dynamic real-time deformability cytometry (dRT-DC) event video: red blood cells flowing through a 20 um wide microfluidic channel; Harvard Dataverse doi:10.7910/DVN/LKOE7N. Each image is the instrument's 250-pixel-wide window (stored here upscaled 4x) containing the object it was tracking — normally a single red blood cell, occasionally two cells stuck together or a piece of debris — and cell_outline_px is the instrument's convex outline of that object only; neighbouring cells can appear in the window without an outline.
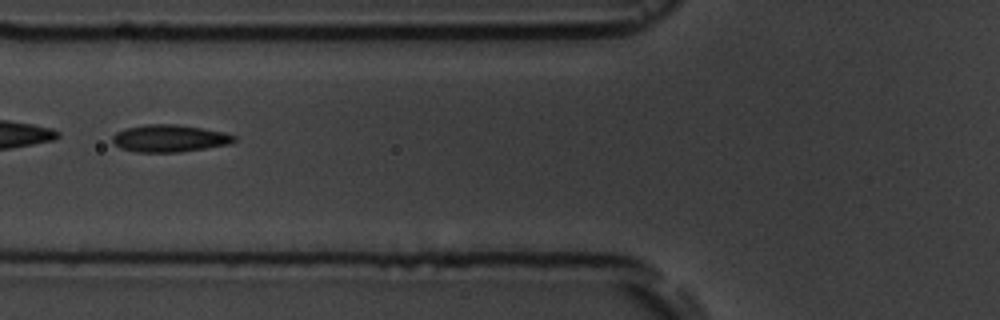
{"species": "common noctule bat (a hibernating species)", "species_latin": "Nyctalus noctula", "temperature_condition": "room temperature", "stored_images_in_passage": 8, "camera_frame_rate_fps": 3000, "um_per_image_px": 0.085, "animal": {"sex": "male", "body_mass_g": 19.5, "forearm_length_mm": 54.6}, "frame": {"image": 1, "passage_image": 7, "time_ms": 7.0, "image_size_px": [1000, 320], "cell_outline_px": [[236, 140], [228, 144], [180, 152], [136, 152], [120, 148], [112, 140], [112, 136], [116, 132], [124, 128], [144, 124], [176, 124], [224, 132], [236, 136]], "centroid_in_image_um": [14.37, 11.75], "position_along_channel_um": 111.4, "area_um2": 19.25}}
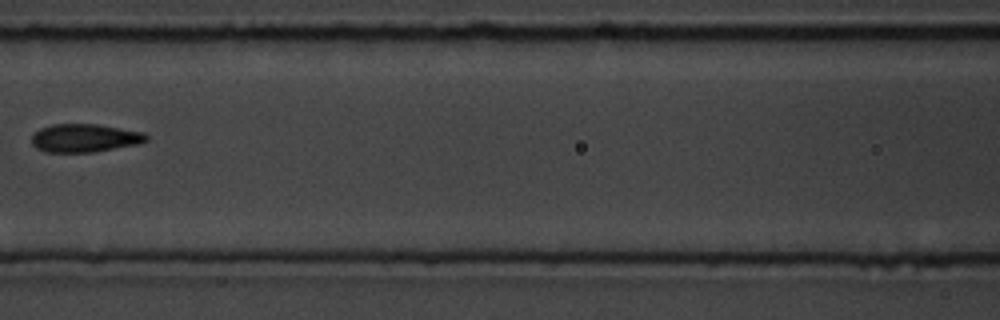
{"frame": {"image": 2, "passage_image": 8, "time_ms": 8.333, "image_size_px": [1000, 320], "cell_outline_px": [[148, 140], [140, 144], [92, 152], [48, 152], [36, 148], [32, 144], [32, 136], [40, 128], [52, 124], [96, 124], [144, 132], [148, 136]], "centroid_in_image_um": [7.22, 11.73], "position_along_channel_um": 159.4, "area_um2": 18.84}}